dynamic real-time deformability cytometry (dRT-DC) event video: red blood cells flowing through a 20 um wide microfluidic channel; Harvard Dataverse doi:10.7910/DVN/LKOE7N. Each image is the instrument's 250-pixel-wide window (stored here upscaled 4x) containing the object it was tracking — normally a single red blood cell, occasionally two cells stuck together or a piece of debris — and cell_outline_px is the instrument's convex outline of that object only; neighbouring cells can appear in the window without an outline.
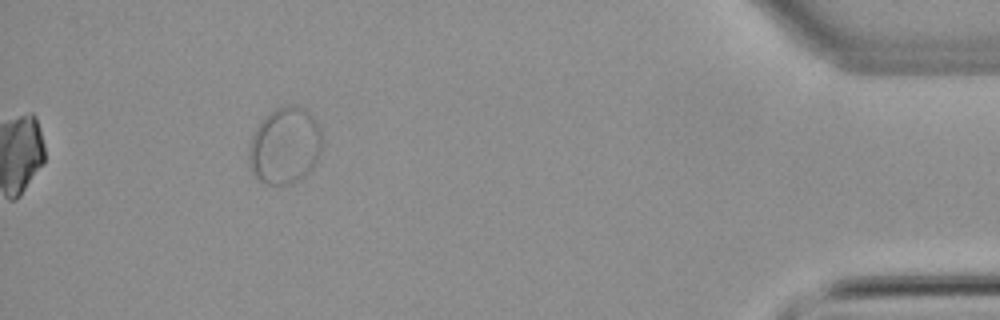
{"species": "common noctule bat (a hibernating species)", "species_latin": "Nyctalus noctula", "temperature_condition": "warm", "stored_images_in_passage": 34, "segment_of_instrument_passage": [2, 2], "camera_frame_rate_fps": 3000, "um_per_image_px": 0.085, "animal": {"sex": "male", "body_mass_g": 21.5, "forearm_length_mm": 52.0}, "frame": {"image": 1, "passage_image": 34, "time_ms": 11.0, "image_size_px": [1000, 320], "cell_outline_px": [[324, 144], [312, 168], [300, 180], [288, 184], [268, 184], [252, 176], [248, 164], [248, 148], [252, 136], [256, 128], [276, 108], [292, 104], [304, 108], [316, 120], [320, 128], [324, 140]], "centroid_in_image_um": [24.22, 12.41], "position_along_channel_um": 411.0, "area_um2": 32.95}}